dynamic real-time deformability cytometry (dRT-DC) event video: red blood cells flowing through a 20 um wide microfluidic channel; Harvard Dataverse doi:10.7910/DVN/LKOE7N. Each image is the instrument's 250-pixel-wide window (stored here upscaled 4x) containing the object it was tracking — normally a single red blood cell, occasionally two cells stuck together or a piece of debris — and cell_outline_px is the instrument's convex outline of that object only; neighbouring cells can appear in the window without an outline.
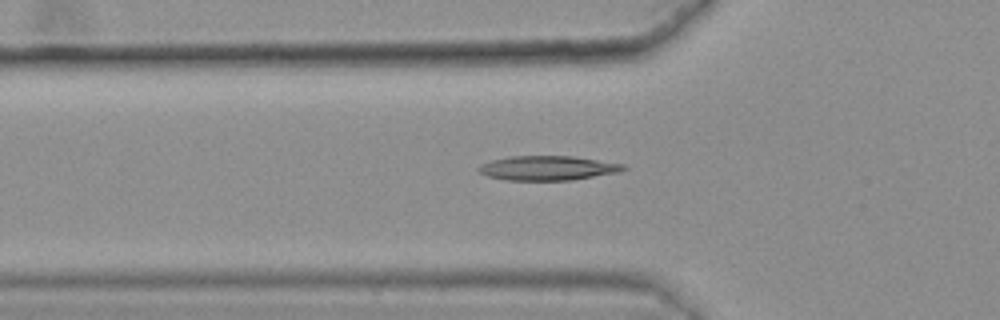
{"species": "common noctule bat (a hibernating species)", "species_latin": "Nyctalus noctula", "temperature_condition": "warm", "stored_images_in_passage": 35, "camera_frame_rate_fps": 3000, "um_per_image_px": 0.085, "animal": {"sex": "female", "body_mass_g": 25.1}, "frame": {"image": 1, "passage_image": 5, "time_ms": 1.333, "image_size_px": [1000, 320], "cell_outline_px": [[628, 168], [620, 172], [572, 180], [504, 180], [488, 176], [480, 172], [476, 168], [492, 160], [508, 156], [572, 156], [624, 164]], "centroid_in_image_um": [46.58, 14.28], "position_along_channel_um": 79.2, "area_um2": 20.58}}
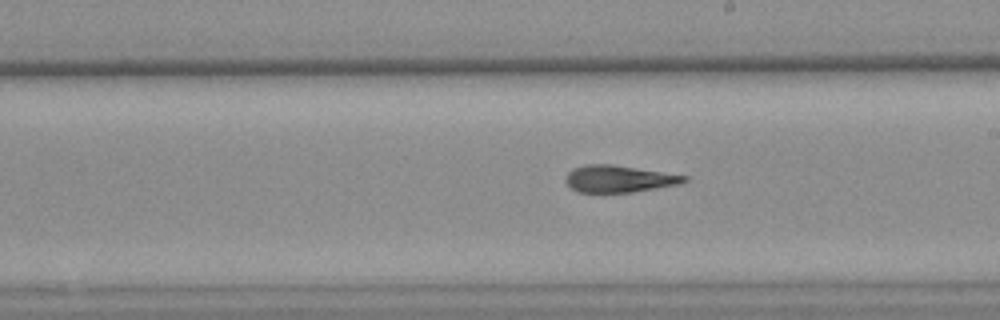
{"frame": {"image": 2, "passage_image": 18, "time_ms": 5.667, "image_size_px": [1000, 320], "cell_outline_px": [[688, 180], [680, 184], [632, 192], [580, 192], [572, 188], [564, 180], [564, 176], [572, 168], [584, 164], [612, 164], [688, 176]], "centroid_in_image_um": [52.58, 15.19], "position_along_channel_um": 236.4, "area_um2": 18.61}}
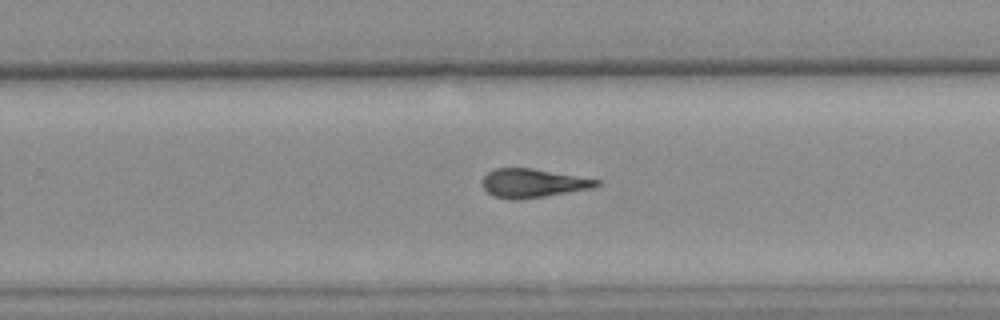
{"frame": {"image": 3, "passage_image": 22, "time_ms": 7.0, "image_size_px": [1000, 320], "cell_outline_px": [[600, 184], [592, 188], [544, 196], [516, 200], [512, 200], [492, 196], [484, 188], [484, 176], [488, 172], [496, 168], [532, 168], [600, 180]], "centroid_in_image_um": [45.28, 15.57], "position_along_channel_um": 284.5, "area_um2": 18.84}, "authors_computed_cell_mechanics": {"area_um2": 19.3052, "velocity_mm_per_s": 3.624, "shape_relaxation_time_tau1_ms": null, "shape_relaxation_time_tau2_ms": 3.6347, "deformation_change_tau1": null, "deformation_change_tau2": 0.138}}